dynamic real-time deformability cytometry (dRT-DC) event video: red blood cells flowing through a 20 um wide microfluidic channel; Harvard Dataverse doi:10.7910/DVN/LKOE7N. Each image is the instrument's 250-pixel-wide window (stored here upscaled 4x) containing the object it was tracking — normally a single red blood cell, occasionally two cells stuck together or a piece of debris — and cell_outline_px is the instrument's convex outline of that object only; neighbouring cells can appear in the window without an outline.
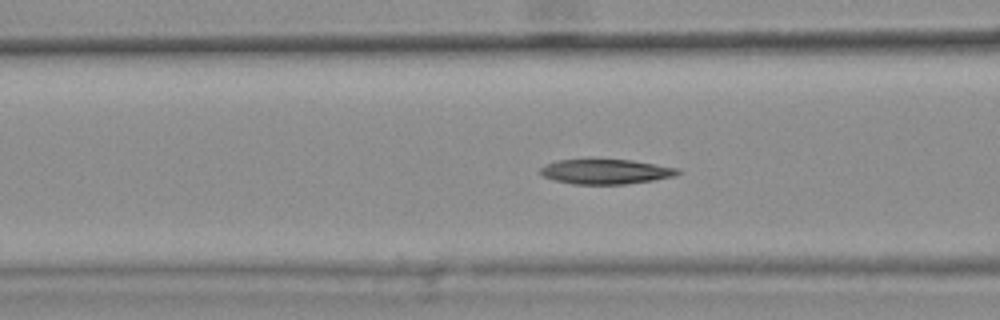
{"species": "common noctule bat (a hibernating species)", "species_latin": "Nyctalus noctula", "temperature_condition": "warm", "stored_images_in_passage": 46, "camera_frame_rate_fps": 3000, "um_per_image_px": 0.085, "animal": {"sex": "female", "body_mass_g": 25.1}, "frame": {"image": 1, "passage_image": 20, "time_ms": 6.333, "image_size_px": [1000, 320], "cell_outline_px": [[680, 172], [676, 176], [652, 180], [624, 184], [572, 184], [556, 180], [544, 176], [540, 172], [540, 168], [544, 164], [556, 160], [632, 160], [680, 168]], "centroid_in_image_um": [51.5, 14.58], "position_along_channel_um": 115.1, "area_um2": 19.77}, "authors_computed_cell_mechanics": {"area_um2": 20.6924, "velocity_mm_per_s": 3.6956, "shape_relaxation_time_tau1_ms": null, "shape_relaxation_time_tau2_ms": 6.5258, "deformation_change_tau1": null, "deformation_change_tau2": 0.1275}}